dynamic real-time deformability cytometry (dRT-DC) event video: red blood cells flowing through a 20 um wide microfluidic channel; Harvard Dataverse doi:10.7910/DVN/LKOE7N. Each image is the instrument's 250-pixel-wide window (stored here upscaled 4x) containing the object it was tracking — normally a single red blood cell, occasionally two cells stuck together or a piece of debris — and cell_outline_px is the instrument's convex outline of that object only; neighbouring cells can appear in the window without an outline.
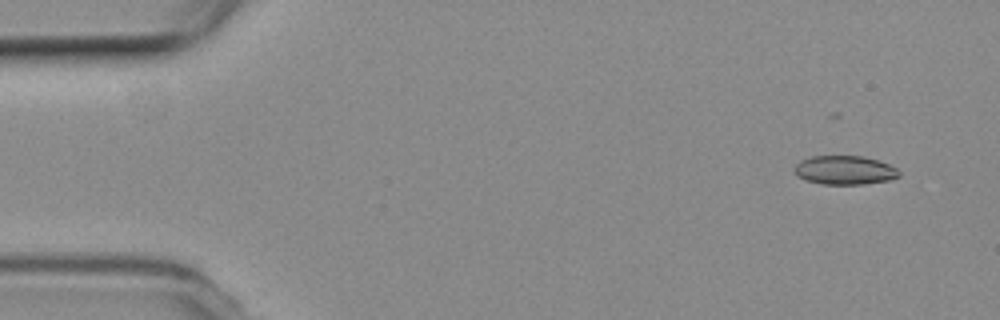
{"species": "common noctule bat (a hibernating species)", "species_latin": "Nyctalus noctula", "temperature_condition": "room temperature", "stored_images_in_passage": 7, "camera_frame_rate_fps": 3000, "um_per_image_px": 0.085, "animal": {"sex": "female", "body_mass_g": 19.3, "forearm_length_mm": 54.1}, "frame": {"image": 1, "passage_image": 1, "time_ms": 0.0, "image_size_px": [1000, 320], "cell_outline_px": [[900, 176], [892, 180], [864, 184], [824, 184], [804, 180], [796, 176], [792, 168], [800, 160], [812, 156], [864, 156], [888, 164], [896, 168], [900, 172]], "centroid_in_image_um": [71.77, 14.47], "position_along_channel_um": 13.2, "area_um2": 17.8}}